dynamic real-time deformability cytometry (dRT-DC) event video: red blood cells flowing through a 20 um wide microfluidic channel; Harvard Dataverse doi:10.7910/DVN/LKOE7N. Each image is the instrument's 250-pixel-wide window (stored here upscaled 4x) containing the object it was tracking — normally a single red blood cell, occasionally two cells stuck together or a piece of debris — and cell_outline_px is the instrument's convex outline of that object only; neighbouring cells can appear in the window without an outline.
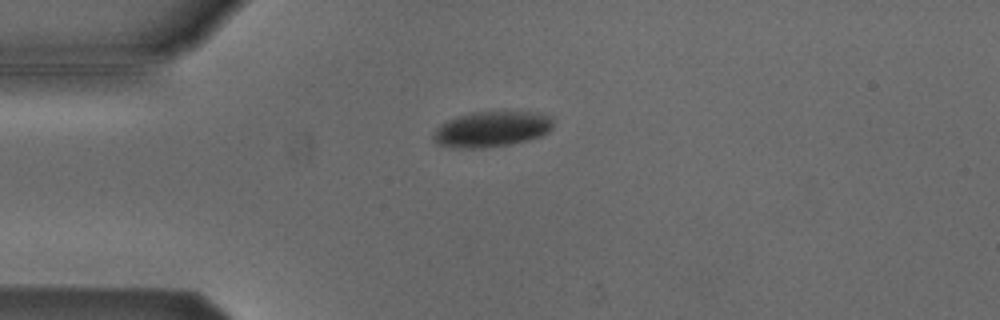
{"species": "Egyptian fruit bat (a non-hibernating species)", "species_latin": "Rousettus aegyptiacus", "temperature_condition": "cold", "stored_images_in_passage": 41, "camera_frame_rate_fps": 3000, "um_per_image_px": 0.085, "animal": {"sex": "male"}, "frame": {"image": 1, "passage_image": 1, "time_ms": 0.0, "image_size_px": [1000, 320], "cell_outline_px": [[552, 128], [548, 132], [540, 136], [528, 140], [512, 144], [480, 148], [452, 148], [436, 144], [432, 140], [432, 136], [436, 128], [440, 124], [448, 120], [472, 112], [504, 108], [540, 112], [548, 116], [552, 120]], "centroid_in_image_um": [41.8, 10.93], "position_along_channel_um": 43.2, "area_um2": 25.89}}
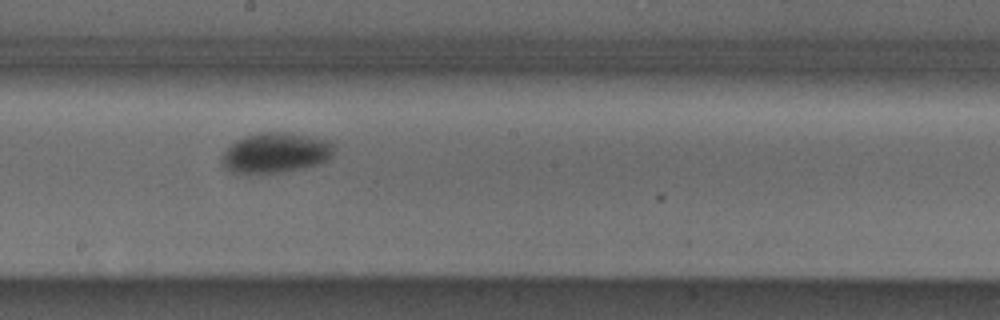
{"frame": {"image": 2, "passage_image": 17, "time_ms": 5.333, "image_size_px": [1000, 320], "cell_outline_px": [[336, 144], [332, 156], [328, 160], [320, 164], [308, 168], [280, 172], [232, 172], [224, 168], [220, 164], [220, 160], [224, 152], [236, 140], [244, 136], [260, 132], [288, 132], [332, 140]], "centroid_in_image_um": [23.49, 12.97], "position_along_channel_um": 224.7, "area_um2": 26.65}}
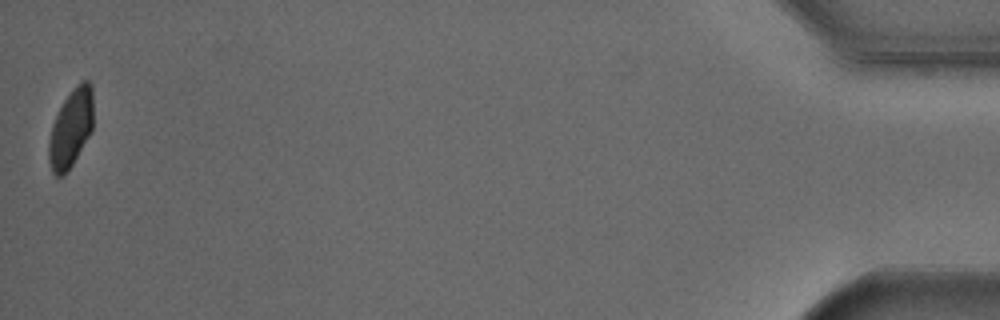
{"frame": {"image": 3, "passage_image": 41, "time_ms": 13.333, "image_size_px": [1000, 320], "cell_outline_px": [[92, 132], [72, 164], [60, 176], [56, 176], [52, 172], [48, 160], [48, 144], [52, 124], [64, 100], [84, 80], [88, 80], [92, 84]], "centroid_in_image_um": [6.02, 10.93], "position_along_channel_um": 429.2, "area_um2": 19.77}, "authors_computed_cell_mechanics": {"area_um2": 25.2586, "velocity_mm_per_s": 3.8015, "shape_relaxation_time_tau1_ms": 5.4881, "shape_relaxation_time_tau2_ms": null, "deformation_change_tau1": 0.1024, "deformation_change_tau2": null}}